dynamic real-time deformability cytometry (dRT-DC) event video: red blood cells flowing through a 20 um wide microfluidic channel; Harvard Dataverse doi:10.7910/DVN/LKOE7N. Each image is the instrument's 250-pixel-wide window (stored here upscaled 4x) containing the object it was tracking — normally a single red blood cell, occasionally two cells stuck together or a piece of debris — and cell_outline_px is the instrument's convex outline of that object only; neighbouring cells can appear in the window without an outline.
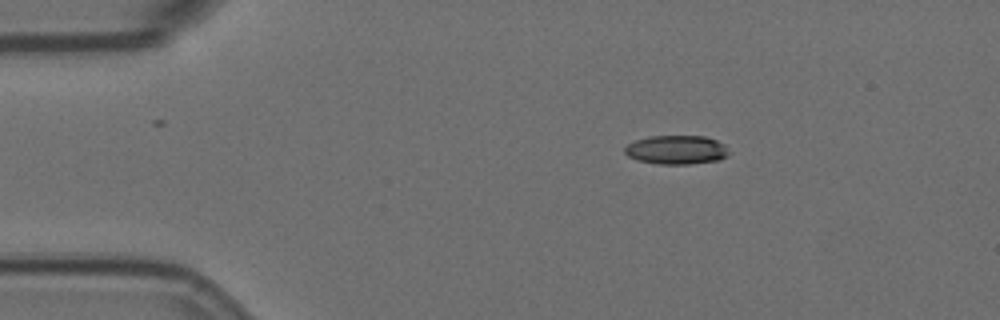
{"species": "Egyptian fruit bat (a non-hibernating species)", "species_latin": "Rousettus aegyptiacus", "temperature_condition": "room temperature", "stored_images_in_passage": 4, "camera_frame_rate_fps": 3000, "um_per_image_px": 0.085, "animal": {"sex": "female"}, "frame": {"image": 1, "passage_image": 1, "time_ms": 0.0, "image_size_px": [1000, 320], "cell_outline_px": [[728, 156], [720, 160], [688, 164], [656, 164], [636, 160], [628, 156], [624, 152], [624, 148], [628, 144], [636, 140], [652, 136], [704, 136], [716, 140], [724, 144], [728, 152]], "centroid_in_image_um": [57.49, 12.74], "position_along_channel_um": 27.5, "area_um2": 17.57}}
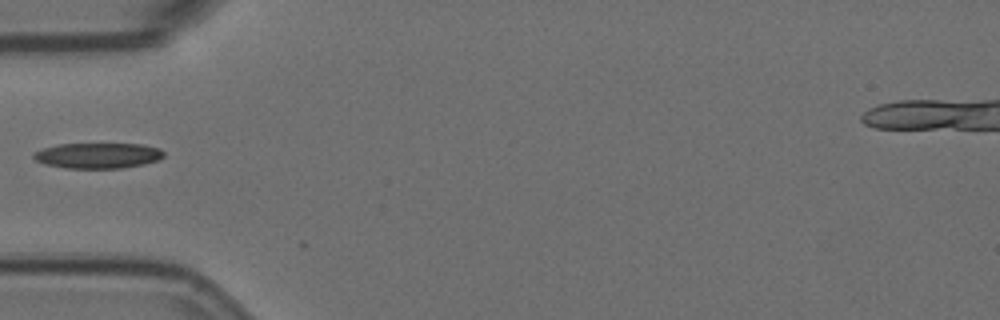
{"frame": {"image": 2, "passage_image": 3, "time_ms": 0.667, "image_size_px": [1000, 320], "cell_outline_px": [[164, 156], [156, 160], [144, 164], [120, 168], [64, 168], [44, 164], [36, 160], [32, 156], [32, 152], [56, 144], [144, 144], [160, 148], [164, 152]], "centroid_in_image_um": [8.29, 13.22], "position_along_channel_um": 76.7, "area_um2": 19.42}}
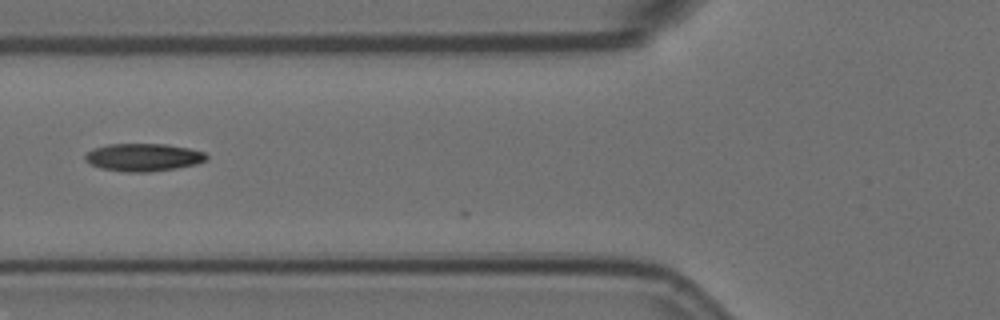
{"frame": {"image": 3, "passage_image": 4, "time_ms": 1.0, "image_size_px": [1000, 320], "cell_outline_px": [[208, 156], [204, 160], [196, 164], [176, 168], [148, 172], [124, 172], [100, 168], [84, 160], [84, 156], [92, 148], [108, 144], [164, 144], [188, 148], [204, 152]], "centroid_in_image_um": [12.14, 13.37], "position_along_channel_um": 113.7, "area_um2": 19.54}}